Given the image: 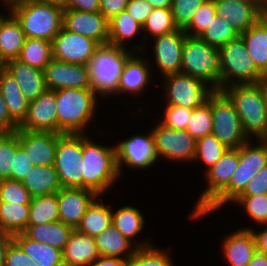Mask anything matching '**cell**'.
Returning <instances> with one entry per match:
<instances>
[{
	"label": "cell",
	"instance_id": "6da1fadb",
	"mask_svg": "<svg viewBox=\"0 0 267 266\" xmlns=\"http://www.w3.org/2000/svg\"><path fill=\"white\" fill-rule=\"evenodd\" d=\"M222 91L232 101L249 140L251 136L267 139V106L262 83L233 84Z\"/></svg>",
	"mask_w": 267,
	"mask_h": 266
},
{
	"label": "cell",
	"instance_id": "7a4b0ae2",
	"mask_svg": "<svg viewBox=\"0 0 267 266\" xmlns=\"http://www.w3.org/2000/svg\"><path fill=\"white\" fill-rule=\"evenodd\" d=\"M257 141L260 144L252 146L248 140L239 147V164L231 176L229 185L202 212L191 215V218L213 213L212 211L233 202L244 192L248 183L267 165V139Z\"/></svg>",
	"mask_w": 267,
	"mask_h": 266
},
{
	"label": "cell",
	"instance_id": "3957f363",
	"mask_svg": "<svg viewBox=\"0 0 267 266\" xmlns=\"http://www.w3.org/2000/svg\"><path fill=\"white\" fill-rule=\"evenodd\" d=\"M97 93L92 88L55 90L58 133L85 134L97 106Z\"/></svg>",
	"mask_w": 267,
	"mask_h": 266
},
{
	"label": "cell",
	"instance_id": "277c9868",
	"mask_svg": "<svg viewBox=\"0 0 267 266\" xmlns=\"http://www.w3.org/2000/svg\"><path fill=\"white\" fill-rule=\"evenodd\" d=\"M8 10L19 21L26 38L51 41L60 32L63 9L41 0H16Z\"/></svg>",
	"mask_w": 267,
	"mask_h": 266
},
{
	"label": "cell",
	"instance_id": "5b68a950",
	"mask_svg": "<svg viewBox=\"0 0 267 266\" xmlns=\"http://www.w3.org/2000/svg\"><path fill=\"white\" fill-rule=\"evenodd\" d=\"M83 188L98 196L108 190L120 176L117 167L116 146H103L82 134Z\"/></svg>",
	"mask_w": 267,
	"mask_h": 266
},
{
	"label": "cell",
	"instance_id": "8992f818",
	"mask_svg": "<svg viewBox=\"0 0 267 266\" xmlns=\"http://www.w3.org/2000/svg\"><path fill=\"white\" fill-rule=\"evenodd\" d=\"M220 68L218 48L207 44L199 36H185L180 73L201 79L213 90H220Z\"/></svg>",
	"mask_w": 267,
	"mask_h": 266
},
{
	"label": "cell",
	"instance_id": "52a82bcc",
	"mask_svg": "<svg viewBox=\"0 0 267 266\" xmlns=\"http://www.w3.org/2000/svg\"><path fill=\"white\" fill-rule=\"evenodd\" d=\"M135 52L109 44L101 45L88 65L92 89L103 97L116 94L124 64Z\"/></svg>",
	"mask_w": 267,
	"mask_h": 266
},
{
	"label": "cell",
	"instance_id": "ba28073f",
	"mask_svg": "<svg viewBox=\"0 0 267 266\" xmlns=\"http://www.w3.org/2000/svg\"><path fill=\"white\" fill-rule=\"evenodd\" d=\"M219 51L221 58L220 90L233 84L259 83L264 78L248 54L240 35L220 47Z\"/></svg>",
	"mask_w": 267,
	"mask_h": 266
},
{
	"label": "cell",
	"instance_id": "9c48e42d",
	"mask_svg": "<svg viewBox=\"0 0 267 266\" xmlns=\"http://www.w3.org/2000/svg\"><path fill=\"white\" fill-rule=\"evenodd\" d=\"M212 133L227 148H239L249 138L229 97L222 90L211 92Z\"/></svg>",
	"mask_w": 267,
	"mask_h": 266
},
{
	"label": "cell",
	"instance_id": "30bf717a",
	"mask_svg": "<svg viewBox=\"0 0 267 266\" xmlns=\"http://www.w3.org/2000/svg\"><path fill=\"white\" fill-rule=\"evenodd\" d=\"M62 187L83 188L82 134H59L54 161Z\"/></svg>",
	"mask_w": 267,
	"mask_h": 266
},
{
	"label": "cell",
	"instance_id": "8fae6325",
	"mask_svg": "<svg viewBox=\"0 0 267 266\" xmlns=\"http://www.w3.org/2000/svg\"><path fill=\"white\" fill-rule=\"evenodd\" d=\"M167 105H179L194 109L201 106L213 91L201 79L183 73L169 74L165 77Z\"/></svg>",
	"mask_w": 267,
	"mask_h": 266
},
{
	"label": "cell",
	"instance_id": "7c38bea8",
	"mask_svg": "<svg viewBox=\"0 0 267 266\" xmlns=\"http://www.w3.org/2000/svg\"><path fill=\"white\" fill-rule=\"evenodd\" d=\"M239 164V148H228L223 156L207 171V188L196 202L193 214L202 212L230 183Z\"/></svg>",
	"mask_w": 267,
	"mask_h": 266
},
{
	"label": "cell",
	"instance_id": "4fadbf2b",
	"mask_svg": "<svg viewBox=\"0 0 267 266\" xmlns=\"http://www.w3.org/2000/svg\"><path fill=\"white\" fill-rule=\"evenodd\" d=\"M101 45L91 38L67 31L63 27L52 40L53 58L72 64L89 65Z\"/></svg>",
	"mask_w": 267,
	"mask_h": 266
},
{
	"label": "cell",
	"instance_id": "5bb4252c",
	"mask_svg": "<svg viewBox=\"0 0 267 266\" xmlns=\"http://www.w3.org/2000/svg\"><path fill=\"white\" fill-rule=\"evenodd\" d=\"M157 125L151 132L159 157L172 161L195 160L196 140L188 131Z\"/></svg>",
	"mask_w": 267,
	"mask_h": 266
},
{
	"label": "cell",
	"instance_id": "9a60e30c",
	"mask_svg": "<svg viewBox=\"0 0 267 266\" xmlns=\"http://www.w3.org/2000/svg\"><path fill=\"white\" fill-rule=\"evenodd\" d=\"M116 156L120 176L125 164L133 169L149 168L159 159L152 132L147 135L136 134L123 140L116 145Z\"/></svg>",
	"mask_w": 267,
	"mask_h": 266
},
{
	"label": "cell",
	"instance_id": "2e32d148",
	"mask_svg": "<svg viewBox=\"0 0 267 266\" xmlns=\"http://www.w3.org/2000/svg\"><path fill=\"white\" fill-rule=\"evenodd\" d=\"M48 90L92 88L88 65L72 64L52 59L44 69Z\"/></svg>",
	"mask_w": 267,
	"mask_h": 266
},
{
	"label": "cell",
	"instance_id": "e0dca14e",
	"mask_svg": "<svg viewBox=\"0 0 267 266\" xmlns=\"http://www.w3.org/2000/svg\"><path fill=\"white\" fill-rule=\"evenodd\" d=\"M62 27L100 45L108 44V20L101 12H85L73 9L63 10Z\"/></svg>",
	"mask_w": 267,
	"mask_h": 266
},
{
	"label": "cell",
	"instance_id": "ac0fdd59",
	"mask_svg": "<svg viewBox=\"0 0 267 266\" xmlns=\"http://www.w3.org/2000/svg\"><path fill=\"white\" fill-rule=\"evenodd\" d=\"M51 131H28L18 128L19 145L34 165H54L58 135Z\"/></svg>",
	"mask_w": 267,
	"mask_h": 266
},
{
	"label": "cell",
	"instance_id": "d6986e66",
	"mask_svg": "<svg viewBox=\"0 0 267 266\" xmlns=\"http://www.w3.org/2000/svg\"><path fill=\"white\" fill-rule=\"evenodd\" d=\"M19 129L58 133L55 90L47 89L36 100L29 102L27 116Z\"/></svg>",
	"mask_w": 267,
	"mask_h": 266
},
{
	"label": "cell",
	"instance_id": "ffe728a7",
	"mask_svg": "<svg viewBox=\"0 0 267 266\" xmlns=\"http://www.w3.org/2000/svg\"><path fill=\"white\" fill-rule=\"evenodd\" d=\"M99 197L90 189L62 187L57 192L59 220L76 229L87 208Z\"/></svg>",
	"mask_w": 267,
	"mask_h": 266
},
{
	"label": "cell",
	"instance_id": "44dd1931",
	"mask_svg": "<svg viewBox=\"0 0 267 266\" xmlns=\"http://www.w3.org/2000/svg\"><path fill=\"white\" fill-rule=\"evenodd\" d=\"M185 36L183 29H177L154 37V56L163 76L180 73Z\"/></svg>",
	"mask_w": 267,
	"mask_h": 266
},
{
	"label": "cell",
	"instance_id": "7402d4cb",
	"mask_svg": "<svg viewBox=\"0 0 267 266\" xmlns=\"http://www.w3.org/2000/svg\"><path fill=\"white\" fill-rule=\"evenodd\" d=\"M216 14L241 35L260 18L259 0H214Z\"/></svg>",
	"mask_w": 267,
	"mask_h": 266
},
{
	"label": "cell",
	"instance_id": "603a6c76",
	"mask_svg": "<svg viewBox=\"0 0 267 266\" xmlns=\"http://www.w3.org/2000/svg\"><path fill=\"white\" fill-rule=\"evenodd\" d=\"M2 67L16 79L27 101L36 100L47 90L44 71L31 67L19 59L7 60Z\"/></svg>",
	"mask_w": 267,
	"mask_h": 266
},
{
	"label": "cell",
	"instance_id": "cb8c5ba5",
	"mask_svg": "<svg viewBox=\"0 0 267 266\" xmlns=\"http://www.w3.org/2000/svg\"><path fill=\"white\" fill-rule=\"evenodd\" d=\"M223 254L231 266H247L257 252L252 229H239L223 241Z\"/></svg>",
	"mask_w": 267,
	"mask_h": 266
},
{
	"label": "cell",
	"instance_id": "d4e9b609",
	"mask_svg": "<svg viewBox=\"0 0 267 266\" xmlns=\"http://www.w3.org/2000/svg\"><path fill=\"white\" fill-rule=\"evenodd\" d=\"M64 266H87L100 255L94 237L74 229L63 251Z\"/></svg>",
	"mask_w": 267,
	"mask_h": 266
},
{
	"label": "cell",
	"instance_id": "484cf974",
	"mask_svg": "<svg viewBox=\"0 0 267 266\" xmlns=\"http://www.w3.org/2000/svg\"><path fill=\"white\" fill-rule=\"evenodd\" d=\"M136 55V56H134ZM146 59L133 53L125 62L117 88V93L140 94L150 82V66Z\"/></svg>",
	"mask_w": 267,
	"mask_h": 266
},
{
	"label": "cell",
	"instance_id": "4316f807",
	"mask_svg": "<svg viewBox=\"0 0 267 266\" xmlns=\"http://www.w3.org/2000/svg\"><path fill=\"white\" fill-rule=\"evenodd\" d=\"M26 40L25 33L16 17L10 12L0 24V64L17 59Z\"/></svg>",
	"mask_w": 267,
	"mask_h": 266
},
{
	"label": "cell",
	"instance_id": "83f0119b",
	"mask_svg": "<svg viewBox=\"0 0 267 266\" xmlns=\"http://www.w3.org/2000/svg\"><path fill=\"white\" fill-rule=\"evenodd\" d=\"M100 256H112L130 259L137 247H146L149 242L139 243L132 248V243L125 238L113 225L94 237Z\"/></svg>",
	"mask_w": 267,
	"mask_h": 266
},
{
	"label": "cell",
	"instance_id": "f1b7e54d",
	"mask_svg": "<svg viewBox=\"0 0 267 266\" xmlns=\"http://www.w3.org/2000/svg\"><path fill=\"white\" fill-rule=\"evenodd\" d=\"M0 91L11 119L20 126L27 116L29 101L25 99L16 79L3 67L0 69Z\"/></svg>",
	"mask_w": 267,
	"mask_h": 266
},
{
	"label": "cell",
	"instance_id": "f546056e",
	"mask_svg": "<svg viewBox=\"0 0 267 266\" xmlns=\"http://www.w3.org/2000/svg\"><path fill=\"white\" fill-rule=\"evenodd\" d=\"M21 182L32 198L55 194L62 188L54 165H34Z\"/></svg>",
	"mask_w": 267,
	"mask_h": 266
},
{
	"label": "cell",
	"instance_id": "4dcf8cb0",
	"mask_svg": "<svg viewBox=\"0 0 267 266\" xmlns=\"http://www.w3.org/2000/svg\"><path fill=\"white\" fill-rule=\"evenodd\" d=\"M240 36L257 70L267 76V18H260Z\"/></svg>",
	"mask_w": 267,
	"mask_h": 266
},
{
	"label": "cell",
	"instance_id": "1f68e13d",
	"mask_svg": "<svg viewBox=\"0 0 267 266\" xmlns=\"http://www.w3.org/2000/svg\"><path fill=\"white\" fill-rule=\"evenodd\" d=\"M73 230V227L58 220L41 225H28L22 233L27 238L63 251Z\"/></svg>",
	"mask_w": 267,
	"mask_h": 266
},
{
	"label": "cell",
	"instance_id": "d6a6232c",
	"mask_svg": "<svg viewBox=\"0 0 267 266\" xmlns=\"http://www.w3.org/2000/svg\"><path fill=\"white\" fill-rule=\"evenodd\" d=\"M13 241L40 266H64L62 250L27 238L23 233L14 234Z\"/></svg>",
	"mask_w": 267,
	"mask_h": 266
},
{
	"label": "cell",
	"instance_id": "836d02e7",
	"mask_svg": "<svg viewBox=\"0 0 267 266\" xmlns=\"http://www.w3.org/2000/svg\"><path fill=\"white\" fill-rule=\"evenodd\" d=\"M143 29V25L134 20L127 10L108 20V44L120 48H126V40L134 38Z\"/></svg>",
	"mask_w": 267,
	"mask_h": 266
},
{
	"label": "cell",
	"instance_id": "e575fe53",
	"mask_svg": "<svg viewBox=\"0 0 267 266\" xmlns=\"http://www.w3.org/2000/svg\"><path fill=\"white\" fill-rule=\"evenodd\" d=\"M96 198L87 208L77 230L95 237L112 225V211L104 202Z\"/></svg>",
	"mask_w": 267,
	"mask_h": 266
},
{
	"label": "cell",
	"instance_id": "d590c367",
	"mask_svg": "<svg viewBox=\"0 0 267 266\" xmlns=\"http://www.w3.org/2000/svg\"><path fill=\"white\" fill-rule=\"evenodd\" d=\"M17 59L31 67L44 71L45 67L53 59L52 42L40 38H26Z\"/></svg>",
	"mask_w": 267,
	"mask_h": 266
},
{
	"label": "cell",
	"instance_id": "8d00e7d4",
	"mask_svg": "<svg viewBox=\"0 0 267 266\" xmlns=\"http://www.w3.org/2000/svg\"><path fill=\"white\" fill-rule=\"evenodd\" d=\"M29 205L0 202V229L12 235L22 233L28 226Z\"/></svg>",
	"mask_w": 267,
	"mask_h": 266
},
{
	"label": "cell",
	"instance_id": "74e56055",
	"mask_svg": "<svg viewBox=\"0 0 267 266\" xmlns=\"http://www.w3.org/2000/svg\"><path fill=\"white\" fill-rule=\"evenodd\" d=\"M145 220L140 210L131 205L112 212V225L129 241L144 228Z\"/></svg>",
	"mask_w": 267,
	"mask_h": 266
},
{
	"label": "cell",
	"instance_id": "f35d334b",
	"mask_svg": "<svg viewBox=\"0 0 267 266\" xmlns=\"http://www.w3.org/2000/svg\"><path fill=\"white\" fill-rule=\"evenodd\" d=\"M29 206L28 225H41L59 220L57 193L33 197Z\"/></svg>",
	"mask_w": 267,
	"mask_h": 266
},
{
	"label": "cell",
	"instance_id": "ab89813d",
	"mask_svg": "<svg viewBox=\"0 0 267 266\" xmlns=\"http://www.w3.org/2000/svg\"><path fill=\"white\" fill-rule=\"evenodd\" d=\"M213 120L211 110V93L207 100L199 107L194 108L187 123L186 131L198 140L212 133Z\"/></svg>",
	"mask_w": 267,
	"mask_h": 266
},
{
	"label": "cell",
	"instance_id": "60d3db41",
	"mask_svg": "<svg viewBox=\"0 0 267 266\" xmlns=\"http://www.w3.org/2000/svg\"><path fill=\"white\" fill-rule=\"evenodd\" d=\"M239 34L219 16H214L211 23L199 36L207 44L220 48L229 41L235 40Z\"/></svg>",
	"mask_w": 267,
	"mask_h": 266
},
{
	"label": "cell",
	"instance_id": "b9f144b4",
	"mask_svg": "<svg viewBox=\"0 0 267 266\" xmlns=\"http://www.w3.org/2000/svg\"><path fill=\"white\" fill-rule=\"evenodd\" d=\"M228 148L213 134L196 140L195 161L201 160L210 169L226 152Z\"/></svg>",
	"mask_w": 267,
	"mask_h": 266
},
{
	"label": "cell",
	"instance_id": "7bdbcfd3",
	"mask_svg": "<svg viewBox=\"0 0 267 266\" xmlns=\"http://www.w3.org/2000/svg\"><path fill=\"white\" fill-rule=\"evenodd\" d=\"M177 29L173 21L171 8H154L143 24L142 30L148 32L152 37H156Z\"/></svg>",
	"mask_w": 267,
	"mask_h": 266
},
{
	"label": "cell",
	"instance_id": "ee69618b",
	"mask_svg": "<svg viewBox=\"0 0 267 266\" xmlns=\"http://www.w3.org/2000/svg\"><path fill=\"white\" fill-rule=\"evenodd\" d=\"M18 146V129L15 132H0V181L10 179L13 155Z\"/></svg>",
	"mask_w": 267,
	"mask_h": 266
},
{
	"label": "cell",
	"instance_id": "f6af8a7d",
	"mask_svg": "<svg viewBox=\"0 0 267 266\" xmlns=\"http://www.w3.org/2000/svg\"><path fill=\"white\" fill-rule=\"evenodd\" d=\"M165 251L154 248L153 245L137 247L128 266H173L169 252Z\"/></svg>",
	"mask_w": 267,
	"mask_h": 266
},
{
	"label": "cell",
	"instance_id": "bcb514c9",
	"mask_svg": "<svg viewBox=\"0 0 267 266\" xmlns=\"http://www.w3.org/2000/svg\"><path fill=\"white\" fill-rule=\"evenodd\" d=\"M31 195L21 181L4 179L0 181V202L30 205Z\"/></svg>",
	"mask_w": 267,
	"mask_h": 266
},
{
	"label": "cell",
	"instance_id": "7dc6e473",
	"mask_svg": "<svg viewBox=\"0 0 267 266\" xmlns=\"http://www.w3.org/2000/svg\"><path fill=\"white\" fill-rule=\"evenodd\" d=\"M207 0H172L171 12L178 29H185L198 8Z\"/></svg>",
	"mask_w": 267,
	"mask_h": 266
},
{
	"label": "cell",
	"instance_id": "c3c4849f",
	"mask_svg": "<svg viewBox=\"0 0 267 266\" xmlns=\"http://www.w3.org/2000/svg\"><path fill=\"white\" fill-rule=\"evenodd\" d=\"M216 15L214 0H207L198 8L184 32L189 36H200Z\"/></svg>",
	"mask_w": 267,
	"mask_h": 266
},
{
	"label": "cell",
	"instance_id": "681fc988",
	"mask_svg": "<svg viewBox=\"0 0 267 266\" xmlns=\"http://www.w3.org/2000/svg\"><path fill=\"white\" fill-rule=\"evenodd\" d=\"M234 203L242 205L247 214L257 223L267 224V194L239 196Z\"/></svg>",
	"mask_w": 267,
	"mask_h": 266
},
{
	"label": "cell",
	"instance_id": "f907efd6",
	"mask_svg": "<svg viewBox=\"0 0 267 266\" xmlns=\"http://www.w3.org/2000/svg\"><path fill=\"white\" fill-rule=\"evenodd\" d=\"M192 111L193 109L179 105H167L165 108L164 117L159 123L167 128L186 130Z\"/></svg>",
	"mask_w": 267,
	"mask_h": 266
},
{
	"label": "cell",
	"instance_id": "816d5d0a",
	"mask_svg": "<svg viewBox=\"0 0 267 266\" xmlns=\"http://www.w3.org/2000/svg\"><path fill=\"white\" fill-rule=\"evenodd\" d=\"M33 166L34 163L19 145L15 155H13V169L10 170V179L22 181Z\"/></svg>",
	"mask_w": 267,
	"mask_h": 266
},
{
	"label": "cell",
	"instance_id": "f5cc1de1",
	"mask_svg": "<svg viewBox=\"0 0 267 266\" xmlns=\"http://www.w3.org/2000/svg\"><path fill=\"white\" fill-rule=\"evenodd\" d=\"M4 266H40L27 255L14 241L7 247Z\"/></svg>",
	"mask_w": 267,
	"mask_h": 266
},
{
	"label": "cell",
	"instance_id": "db71d44e",
	"mask_svg": "<svg viewBox=\"0 0 267 266\" xmlns=\"http://www.w3.org/2000/svg\"><path fill=\"white\" fill-rule=\"evenodd\" d=\"M153 9L147 0H129L126 6L129 15L141 25L145 23Z\"/></svg>",
	"mask_w": 267,
	"mask_h": 266
},
{
	"label": "cell",
	"instance_id": "11a10c76",
	"mask_svg": "<svg viewBox=\"0 0 267 266\" xmlns=\"http://www.w3.org/2000/svg\"><path fill=\"white\" fill-rule=\"evenodd\" d=\"M263 194H267V165L254 176L240 196H256Z\"/></svg>",
	"mask_w": 267,
	"mask_h": 266
},
{
	"label": "cell",
	"instance_id": "9f6ffc18",
	"mask_svg": "<svg viewBox=\"0 0 267 266\" xmlns=\"http://www.w3.org/2000/svg\"><path fill=\"white\" fill-rule=\"evenodd\" d=\"M129 0H100V12L107 20L126 10Z\"/></svg>",
	"mask_w": 267,
	"mask_h": 266
},
{
	"label": "cell",
	"instance_id": "6f0895ef",
	"mask_svg": "<svg viewBox=\"0 0 267 266\" xmlns=\"http://www.w3.org/2000/svg\"><path fill=\"white\" fill-rule=\"evenodd\" d=\"M19 126L11 119L5 100L0 91V132H15Z\"/></svg>",
	"mask_w": 267,
	"mask_h": 266
},
{
	"label": "cell",
	"instance_id": "680465c9",
	"mask_svg": "<svg viewBox=\"0 0 267 266\" xmlns=\"http://www.w3.org/2000/svg\"><path fill=\"white\" fill-rule=\"evenodd\" d=\"M68 9L100 12V0H69Z\"/></svg>",
	"mask_w": 267,
	"mask_h": 266
},
{
	"label": "cell",
	"instance_id": "91938a15",
	"mask_svg": "<svg viewBox=\"0 0 267 266\" xmlns=\"http://www.w3.org/2000/svg\"><path fill=\"white\" fill-rule=\"evenodd\" d=\"M129 259L112 256H99L87 266H128Z\"/></svg>",
	"mask_w": 267,
	"mask_h": 266
},
{
	"label": "cell",
	"instance_id": "94428289",
	"mask_svg": "<svg viewBox=\"0 0 267 266\" xmlns=\"http://www.w3.org/2000/svg\"><path fill=\"white\" fill-rule=\"evenodd\" d=\"M13 241V235L0 229V266H4L7 247Z\"/></svg>",
	"mask_w": 267,
	"mask_h": 266
},
{
	"label": "cell",
	"instance_id": "6125c7cd",
	"mask_svg": "<svg viewBox=\"0 0 267 266\" xmlns=\"http://www.w3.org/2000/svg\"><path fill=\"white\" fill-rule=\"evenodd\" d=\"M254 235L257 252L267 254V226L264 230L255 232L252 230Z\"/></svg>",
	"mask_w": 267,
	"mask_h": 266
},
{
	"label": "cell",
	"instance_id": "be15d7a7",
	"mask_svg": "<svg viewBox=\"0 0 267 266\" xmlns=\"http://www.w3.org/2000/svg\"><path fill=\"white\" fill-rule=\"evenodd\" d=\"M247 266H267V254L256 252Z\"/></svg>",
	"mask_w": 267,
	"mask_h": 266
},
{
	"label": "cell",
	"instance_id": "e7e4bbea",
	"mask_svg": "<svg viewBox=\"0 0 267 266\" xmlns=\"http://www.w3.org/2000/svg\"><path fill=\"white\" fill-rule=\"evenodd\" d=\"M153 8H171L172 0H147Z\"/></svg>",
	"mask_w": 267,
	"mask_h": 266
},
{
	"label": "cell",
	"instance_id": "03108f58",
	"mask_svg": "<svg viewBox=\"0 0 267 266\" xmlns=\"http://www.w3.org/2000/svg\"><path fill=\"white\" fill-rule=\"evenodd\" d=\"M41 1L47 2L53 6L60 7L63 10L68 9L69 0H41Z\"/></svg>",
	"mask_w": 267,
	"mask_h": 266
},
{
	"label": "cell",
	"instance_id": "003e7915",
	"mask_svg": "<svg viewBox=\"0 0 267 266\" xmlns=\"http://www.w3.org/2000/svg\"><path fill=\"white\" fill-rule=\"evenodd\" d=\"M259 11L261 18H267V0H259Z\"/></svg>",
	"mask_w": 267,
	"mask_h": 266
},
{
	"label": "cell",
	"instance_id": "a7ac6f4b",
	"mask_svg": "<svg viewBox=\"0 0 267 266\" xmlns=\"http://www.w3.org/2000/svg\"><path fill=\"white\" fill-rule=\"evenodd\" d=\"M261 83H262V87L264 90V95H265V99H266V106H267V76H264Z\"/></svg>",
	"mask_w": 267,
	"mask_h": 266
},
{
	"label": "cell",
	"instance_id": "89a4df30",
	"mask_svg": "<svg viewBox=\"0 0 267 266\" xmlns=\"http://www.w3.org/2000/svg\"><path fill=\"white\" fill-rule=\"evenodd\" d=\"M0 1L5 2L8 6V4H10L11 2L16 1V0H0Z\"/></svg>",
	"mask_w": 267,
	"mask_h": 266
},
{
	"label": "cell",
	"instance_id": "2644e50d",
	"mask_svg": "<svg viewBox=\"0 0 267 266\" xmlns=\"http://www.w3.org/2000/svg\"><path fill=\"white\" fill-rule=\"evenodd\" d=\"M5 17H6L5 15H4V16H1V14H0V24H1L2 20H3Z\"/></svg>",
	"mask_w": 267,
	"mask_h": 266
}]
</instances>
